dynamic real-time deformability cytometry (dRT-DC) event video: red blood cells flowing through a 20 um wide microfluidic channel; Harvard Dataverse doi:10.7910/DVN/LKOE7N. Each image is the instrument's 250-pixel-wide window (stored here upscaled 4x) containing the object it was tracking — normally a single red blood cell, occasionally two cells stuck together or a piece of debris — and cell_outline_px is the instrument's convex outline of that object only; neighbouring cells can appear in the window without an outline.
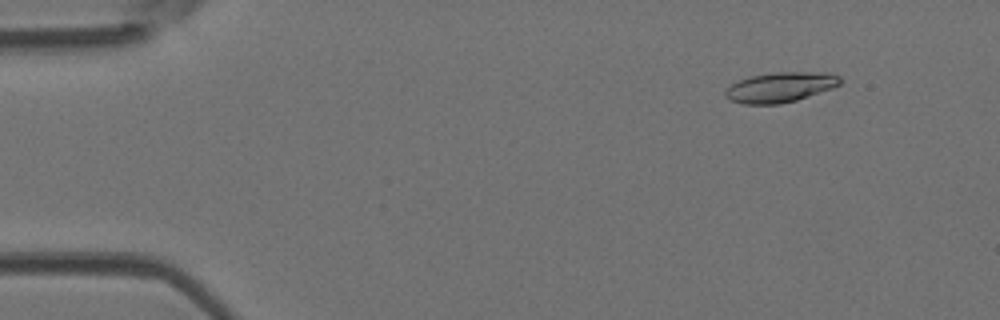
{"species": "Egyptian fruit bat (a non-hibernating species)", "species_latin": "Rousettus aegyptiacus", "temperature_condition": "room temperature", "stored_images_in_passage": 16, "camera_frame_rate_fps": 3000, "um_per_image_px": 0.085, "animal": {"sex": "female"}, "frame": {"image": 1, "passage_image": 6, "time_ms": 1.667, "image_size_px": [1000, 320], "cell_outline_px": [[840, 84], [832, 88], [796, 100], [780, 104], [744, 104], [732, 100], [724, 96], [724, 92], [732, 84], [740, 80], [752, 76], [776, 72], [832, 72], [840, 76]], "centroid_in_image_um": [66.36, 7.4], "position_along_channel_um": 18.6, "area_um2": 19.94}}
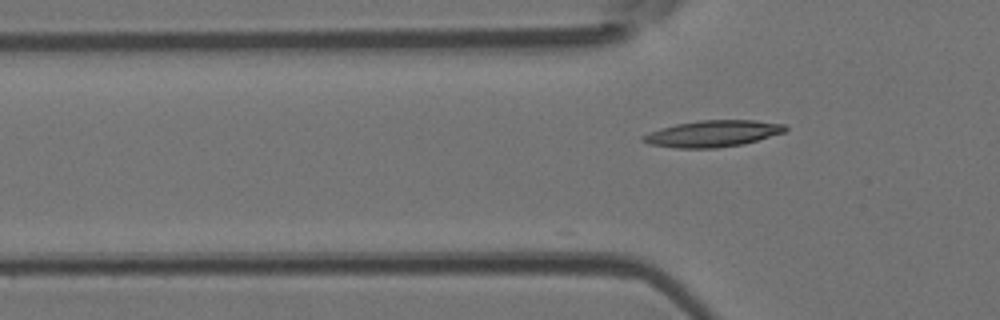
{"frame": {"image": 2, "passage_image": 16, "time_ms": 5.0, "image_size_px": [1000, 320], "cell_outline_px": [[788, 128], [784, 132], [744, 144], [716, 148], [676, 148], [648, 144], [640, 140], [640, 136], [660, 128], [676, 124], [700, 120], [756, 120], [784, 124]], "centroid_in_image_um": [60.55, 11.36], "position_along_channel_um": 65.2, "area_um2": 22.02}}